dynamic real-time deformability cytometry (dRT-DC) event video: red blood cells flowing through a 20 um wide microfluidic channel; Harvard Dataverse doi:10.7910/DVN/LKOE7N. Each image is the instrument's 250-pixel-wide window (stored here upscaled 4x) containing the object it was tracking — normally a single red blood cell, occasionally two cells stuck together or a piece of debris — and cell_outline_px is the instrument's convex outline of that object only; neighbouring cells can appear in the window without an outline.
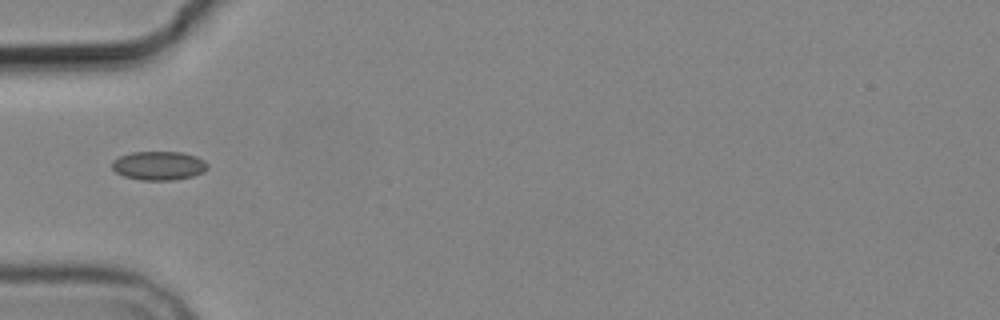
{"species": "common noctule bat (a hibernating species)", "species_latin": "Nyctalus noctula", "temperature_condition": "cold", "stored_images_in_passage": 5, "camera_frame_rate_fps": 3000, "um_per_image_px": 0.085, "animal": {"sex": "male", "body_mass_g": 19.2, "forearm_length_mm": 51.8}, "frame": {"image": 1, "passage_image": 5, "time_ms": 4.667, "image_size_px": [1000, 320], "cell_outline_px": [[208, 168], [204, 172], [192, 176], [172, 180], [140, 180], [124, 176], [116, 172], [112, 168], [112, 160], [120, 156], [132, 152], [180, 152], [196, 156], [204, 160], [208, 164]], "centroid_in_image_um": [13.5, 14.08], "position_along_channel_um": 71.5, "area_um2": 16.07}}